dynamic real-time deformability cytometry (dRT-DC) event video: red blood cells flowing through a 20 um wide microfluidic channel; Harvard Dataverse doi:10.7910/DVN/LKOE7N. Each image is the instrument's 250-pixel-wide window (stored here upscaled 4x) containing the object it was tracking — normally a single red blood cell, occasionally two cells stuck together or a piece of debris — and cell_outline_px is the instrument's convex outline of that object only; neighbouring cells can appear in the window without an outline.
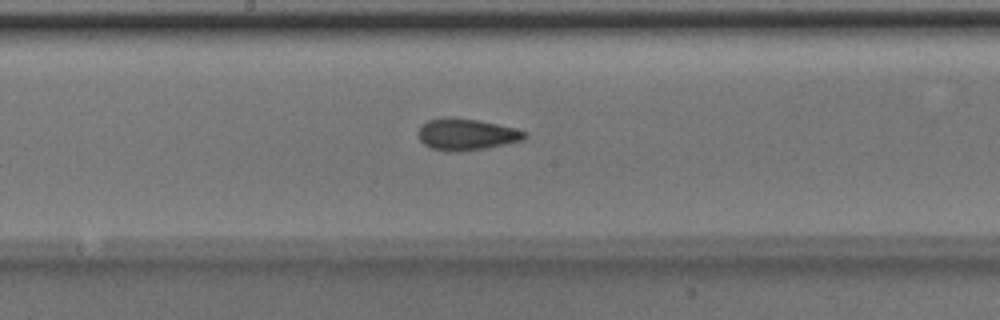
{"species": "Egyptian fruit bat (a non-hibernating species)", "species_latin": "Rousettus aegyptiacus", "temperature_condition": "room temperature", "stored_images_in_passage": 42, "camera_frame_rate_fps": 3000, "um_per_image_px": 0.085, "animal": {"sex": "male"}, "frame": {"image": 1, "passage_image": 27, "time_ms": 8.667, "image_size_px": [1000, 320], "cell_outline_px": [[528, 136], [524, 140], [484, 148], [456, 152], [448, 152], [428, 148], [416, 136], [416, 132], [428, 120], [476, 120], [516, 128], [528, 132]], "centroid_in_image_um": [39.67, 11.48], "position_along_channel_um": 208.5, "area_um2": 19.07}}
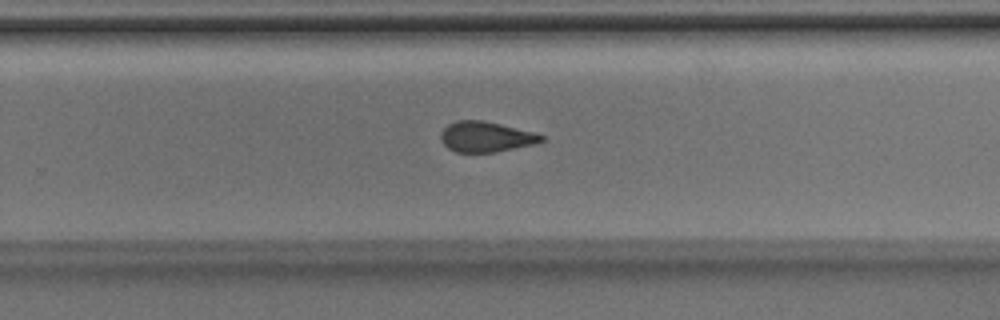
{"frame": {"image": 2, "passage_image": 33, "time_ms": 10.667, "image_size_px": [1000, 320], "cell_outline_px": [[544, 140], [536, 144], [496, 152], [456, 152], [448, 148], [440, 140], [440, 132], [448, 124], [456, 120], [484, 120], [536, 132], [544, 136]], "centroid_in_image_um": [41.31, 11.62], "position_along_channel_um": 288.5, "area_um2": 18.09}}
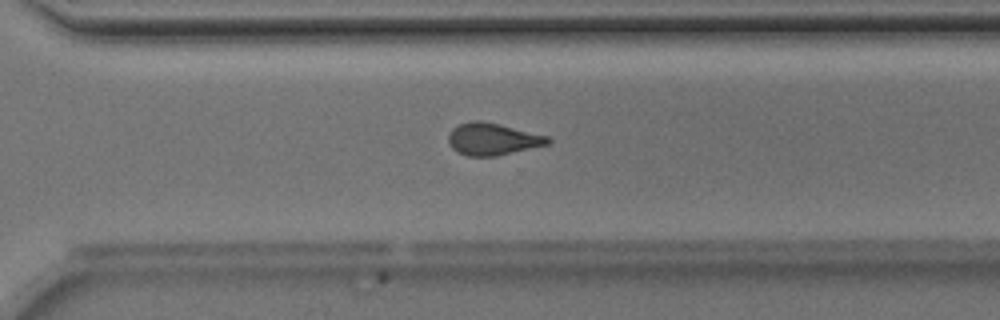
{"frame": {"image": 3, "passage_image": 36, "time_ms": 11.667, "image_size_px": [1000, 320], "cell_outline_px": [[552, 140], [548, 144], [496, 156], [468, 156], [456, 152], [452, 148], [448, 140], [448, 136], [452, 128], [460, 124], [472, 120], [480, 120], [500, 124], [548, 136]], "centroid_in_image_um": [41.85, 11.82], "position_along_channel_um": 328.8, "area_um2": 18.55}}